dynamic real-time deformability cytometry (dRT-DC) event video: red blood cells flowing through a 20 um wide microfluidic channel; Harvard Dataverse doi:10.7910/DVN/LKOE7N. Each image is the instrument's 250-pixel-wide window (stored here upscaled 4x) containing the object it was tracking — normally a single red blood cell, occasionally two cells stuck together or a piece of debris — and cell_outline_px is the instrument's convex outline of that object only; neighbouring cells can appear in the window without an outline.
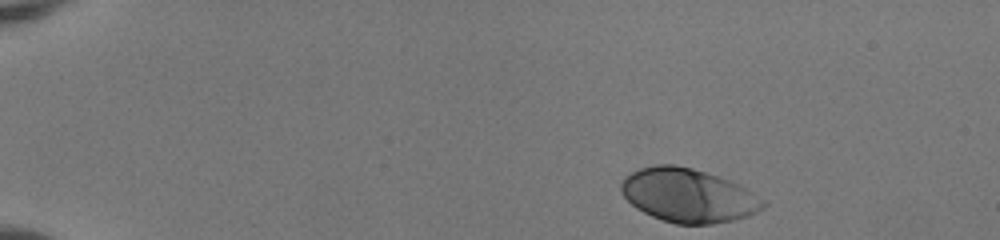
{"species": "human", "species_latin": "Homo sapiens", "temperature_condition": "room temperature", "stored_images_in_passage": 44, "camera_frame_rate_fps": 3000, "um_per_image_px": 0.085, "donor": {"sex": "female"}, "frame": {"image": 1, "passage_image": 1, "time_ms": 0.0, "image_size_px": [1000, 240], "cell_outline_px": [[768, 204], [764, 208], [748, 216], [732, 220], [712, 224], [676, 224], [652, 216], [636, 208], [620, 192], [620, 184], [624, 176], [640, 168], [656, 164], [676, 164], [692, 168], [732, 180], [740, 184], [764, 200]], "centroid_in_image_um": [58.5, 16.6], "position_along_channel_um": 26.5, "area_um2": 44.68}}
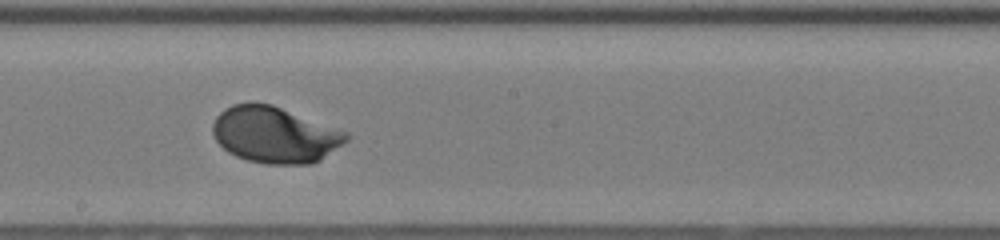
{"frame": {"image": 2, "passage_image": 24, "time_ms": 7.667, "image_size_px": [1000, 240], "cell_outline_px": [[348, 140], [320, 160], [312, 164], [268, 164], [248, 160], [236, 156], [228, 152], [216, 140], [212, 132], [212, 124], [216, 116], [224, 108], [232, 104], [272, 104], [348, 132]], "centroid_in_image_um": [23.35, 11.46], "position_along_channel_um": 224.8, "area_um2": 43.52}}
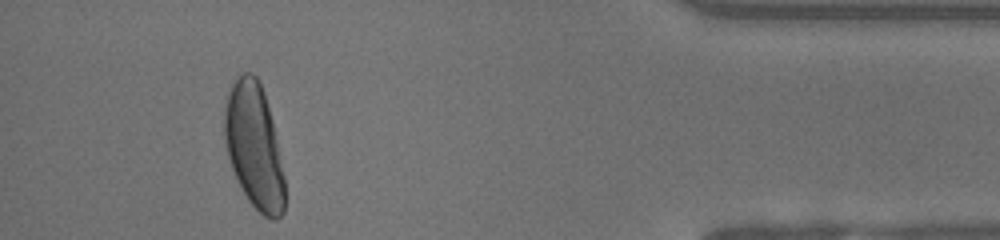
{"frame": {"image": 3, "passage_image": 41, "time_ms": 13.333, "image_size_px": [1000, 240], "cell_outline_px": [[284, 212], [276, 220], [272, 220], [264, 216], [248, 200], [240, 188], [232, 168], [224, 144], [224, 100], [236, 76], [244, 72], [252, 72], [256, 76], [264, 92], [272, 120], [284, 176]], "centroid_in_image_um": [21.57, 12.4], "position_along_channel_um": 413.6, "area_um2": 43.99}, "authors_computed_cell_mechanics": {"area_um2": 42.8876, "velocity_mm_per_s": 4.0621, "shape_relaxation_time_tau1_ms": 1.9467, "shape_relaxation_time_tau2_ms": null, "deformation_change_tau1": 0.157, "deformation_change_tau2": null}}